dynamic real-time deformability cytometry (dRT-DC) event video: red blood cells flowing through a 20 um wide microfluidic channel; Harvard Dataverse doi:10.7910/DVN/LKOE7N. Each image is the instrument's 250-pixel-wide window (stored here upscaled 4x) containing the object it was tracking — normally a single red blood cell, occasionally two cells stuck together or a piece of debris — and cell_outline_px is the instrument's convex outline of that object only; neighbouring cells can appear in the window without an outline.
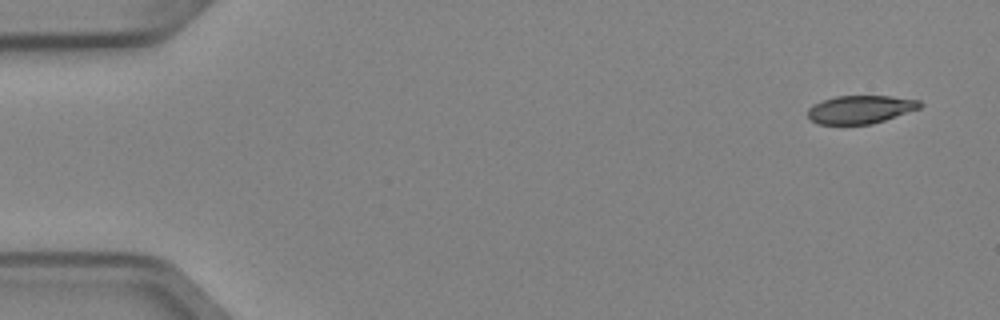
{"species": "Egyptian fruit bat (a non-hibernating species)", "species_latin": "Rousettus aegyptiacus", "temperature_condition": "cold", "stored_images_in_passage": 4, "camera_frame_rate_fps": 3000, "um_per_image_px": 0.085, "animal": {"sex": "female"}, "frame": {"image": 1, "passage_image": 1, "time_ms": 0.0, "image_size_px": [1000, 320], "cell_outline_px": [[924, 104], [920, 108], [872, 124], [816, 124], [808, 116], [808, 108], [812, 104], [836, 96], [892, 96], [920, 100]], "centroid_in_image_um": [73.14, 9.3], "position_along_channel_um": 11.9, "area_um2": 18.38}}
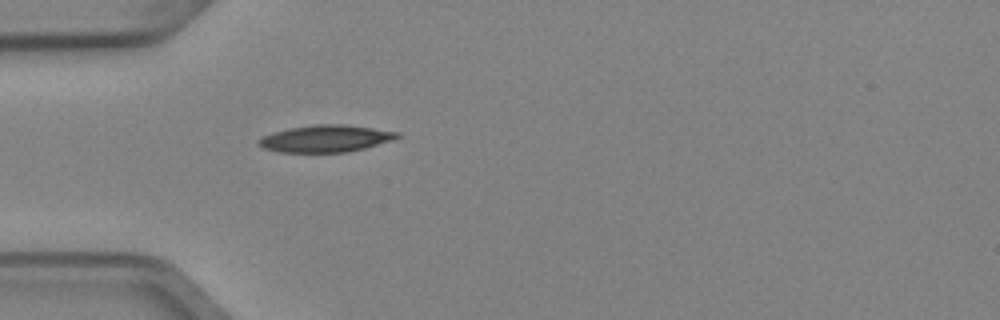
{"frame": {"image": 2, "passage_image": 4, "time_ms": 1.0, "image_size_px": [1000, 320], "cell_outline_px": [[400, 136], [392, 140], [364, 148], [348, 152], [280, 152], [264, 148], [256, 144], [256, 140], [272, 132], [288, 128], [316, 124], [344, 124], [400, 132]], "centroid_in_image_um": [27.65, 11.77], "position_along_channel_um": 57.4, "area_um2": 21.79}}